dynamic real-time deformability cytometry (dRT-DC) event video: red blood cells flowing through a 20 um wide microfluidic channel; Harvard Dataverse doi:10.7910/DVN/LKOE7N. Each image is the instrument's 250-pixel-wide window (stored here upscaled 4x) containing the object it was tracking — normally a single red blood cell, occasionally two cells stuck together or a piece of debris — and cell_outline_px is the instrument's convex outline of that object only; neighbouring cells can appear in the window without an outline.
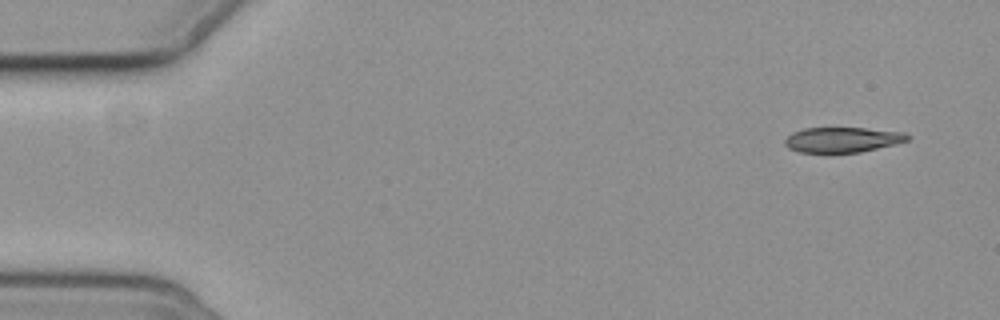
{"species": "common noctule bat (a hibernating species)", "species_latin": "Nyctalus noctula", "temperature_condition": "cold", "stored_images_in_passage": 5, "camera_frame_rate_fps": 3000, "um_per_image_px": 0.085, "animal": {"sex": "female", "body_mass_g": 19.3, "forearm_length_mm": 54.1}, "frame": {"image": 1, "passage_image": 1, "time_ms": 0.0, "image_size_px": [1000, 320], "cell_outline_px": [[912, 136], [908, 140], [896, 144], [860, 152], [828, 156], [800, 152], [788, 148], [784, 144], [784, 140], [792, 132], [804, 128], [864, 128], [904, 132]], "centroid_in_image_um": [71.57, 11.92], "position_along_channel_um": 13.4, "area_um2": 18.84}}
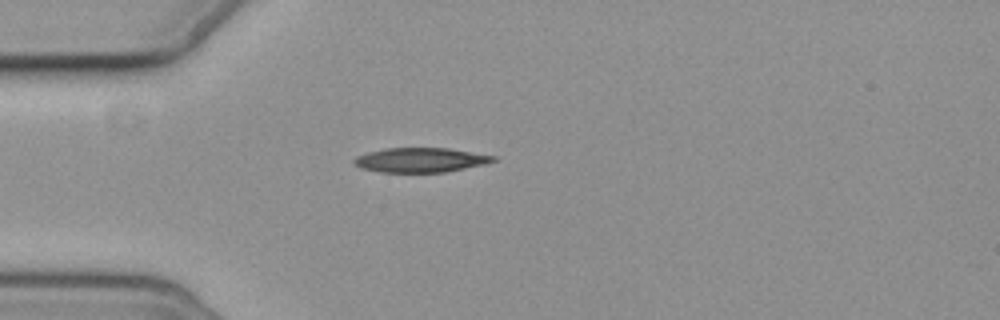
{"frame": {"image": 2, "passage_image": 4, "time_ms": 4.0, "image_size_px": [1000, 320], "cell_outline_px": [[496, 160], [484, 164], [444, 172], [380, 172], [360, 168], [352, 164], [352, 160], [356, 156], [368, 152], [384, 148], [448, 148], [496, 156]], "centroid_in_image_um": [35.68, 13.6], "position_along_channel_um": 49.3, "area_um2": 19.88}}